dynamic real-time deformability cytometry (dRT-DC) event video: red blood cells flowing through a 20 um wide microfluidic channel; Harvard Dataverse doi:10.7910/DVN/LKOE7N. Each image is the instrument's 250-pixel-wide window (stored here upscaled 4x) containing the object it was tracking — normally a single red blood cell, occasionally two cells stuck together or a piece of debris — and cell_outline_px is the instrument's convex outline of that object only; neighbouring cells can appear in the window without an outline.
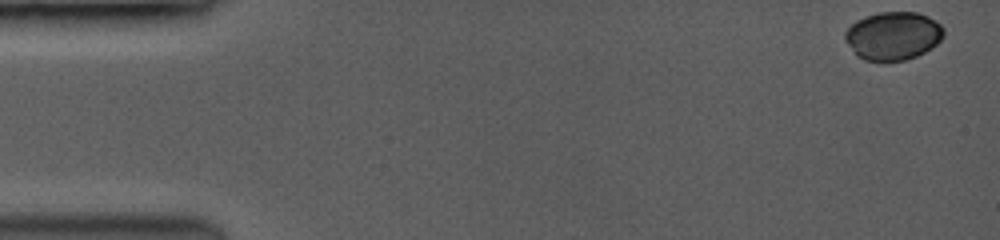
{"species": "common noctule bat (a hibernating species)", "species_latin": "Nyctalus noctula", "temperature_condition": "room temperature", "stored_images_in_passage": 34, "camera_frame_rate_fps": 3500, "um_per_image_px": 0.085, "animal": {"sex": "female", "body_mass_g": 19.0, "forearm_length_mm": 53.3}, "frame": {"image": 1, "passage_image": 1, "time_ms": 0.0, "image_size_px": [1000, 240], "cell_outline_px": [[944, 36], [936, 44], [924, 52], [916, 56], [904, 60], [864, 60], [856, 56], [848, 44], [844, 36], [848, 28], [856, 20], [880, 12], [916, 12], [940, 24], [944, 28]], "centroid_in_image_um": [75.9, 3.05], "position_along_channel_um": 9.1, "area_um2": 27.28}}
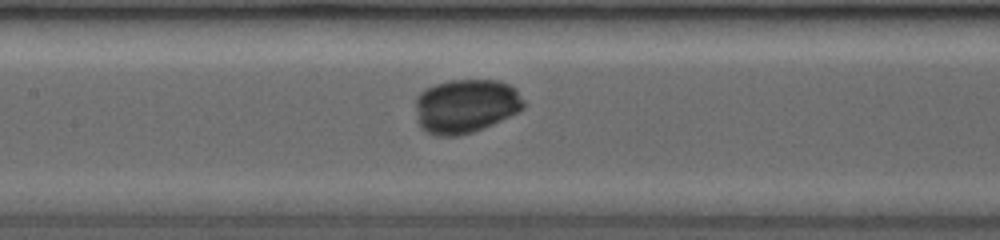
{"frame": {"image": 2, "passage_image": 20, "time_ms": 7.429, "image_size_px": [1000, 240], "cell_outline_px": [[524, 108], [484, 128], [460, 136], [436, 136], [428, 132], [420, 124], [416, 104], [416, 100], [420, 92], [424, 88], [448, 80], [496, 80], [508, 84], [516, 88], [524, 100]], "centroid_in_image_um": [39.6, 9.0], "position_along_channel_um": 167.8, "area_um2": 33.81}}
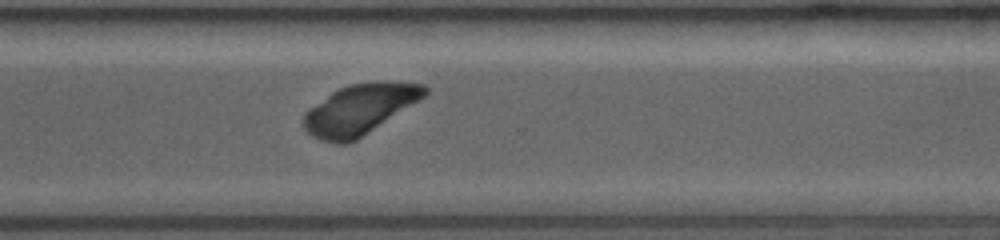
{"frame": {"image": 3, "passage_image": 31, "time_ms": 11.714, "image_size_px": [1000, 240], "cell_outline_px": [[428, 92], [420, 100], [356, 140], [344, 144], [336, 144], [320, 140], [312, 136], [304, 128], [304, 112], [332, 92], [340, 88], [352, 84], [424, 84], [428, 88]], "centroid_in_image_um": [30.52, 9.36], "position_along_channel_um": 340.1, "area_um2": 34.22}}